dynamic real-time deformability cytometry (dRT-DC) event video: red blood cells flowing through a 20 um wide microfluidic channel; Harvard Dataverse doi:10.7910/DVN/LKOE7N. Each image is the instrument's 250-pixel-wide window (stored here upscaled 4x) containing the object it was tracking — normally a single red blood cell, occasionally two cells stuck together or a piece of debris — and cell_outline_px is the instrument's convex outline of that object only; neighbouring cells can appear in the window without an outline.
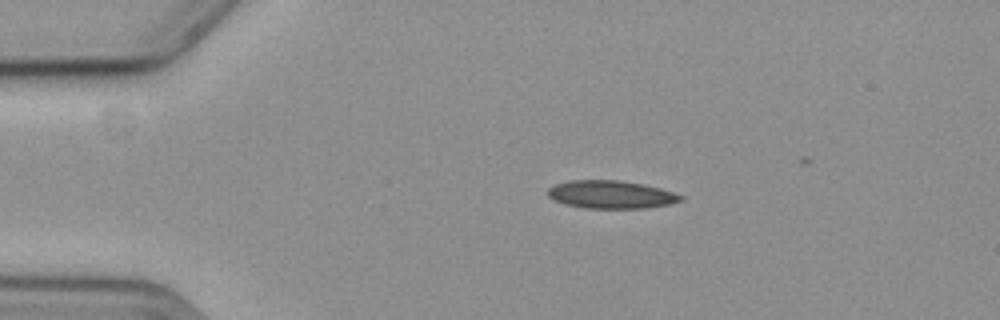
{"species": "common noctule bat (a hibernating species)", "species_latin": "Nyctalus noctula", "temperature_condition": "cold", "stored_images_in_passage": 9, "camera_frame_rate_fps": 3000, "um_per_image_px": 0.085, "animal": {"sex": "female", "body_mass_g": 19.3, "forearm_length_mm": 54.1}, "frame": {"image": 1, "passage_image": 1, "time_ms": 0.0, "image_size_px": [1000, 320], "cell_outline_px": [[684, 200], [668, 204], [644, 208], [584, 208], [564, 204], [552, 200], [548, 196], [548, 188], [556, 184], [572, 180], [620, 180], [644, 184], [660, 188], [684, 196]], "centroid_in_image_um": [51.92, 16.53], "position_along_channel_um": 33.1, "area_um2": 21.68}}
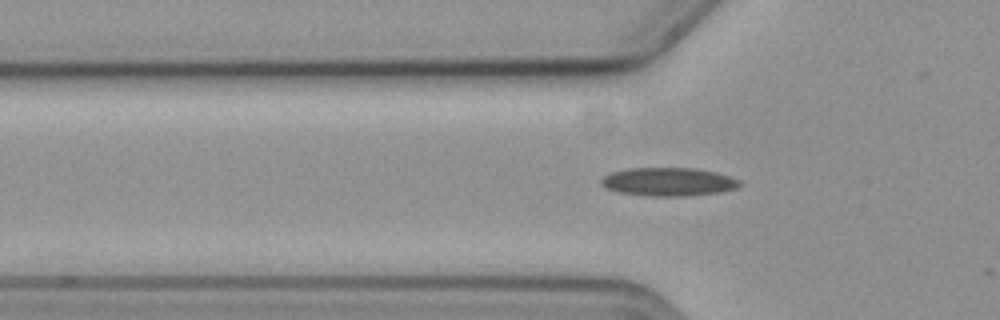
{"frame": {"image": 2, "passage_image": 8, "time_ms": 2.333, "image_size_px": [1000, 320], "cell_outline_px": [[744, 184], [736, 188], [724, 192], [684, 196], [648, 196], [620, 192], [608, 188], [600, 184], [600, 180], [604, 176], [612, 172], [628, 168], [696, 168], [716, 172], [740, 180]], "centroid_in_image_um": [56.86, 15.45], "position_along_channel_um": 68.9, "area_um2": 23.0}}